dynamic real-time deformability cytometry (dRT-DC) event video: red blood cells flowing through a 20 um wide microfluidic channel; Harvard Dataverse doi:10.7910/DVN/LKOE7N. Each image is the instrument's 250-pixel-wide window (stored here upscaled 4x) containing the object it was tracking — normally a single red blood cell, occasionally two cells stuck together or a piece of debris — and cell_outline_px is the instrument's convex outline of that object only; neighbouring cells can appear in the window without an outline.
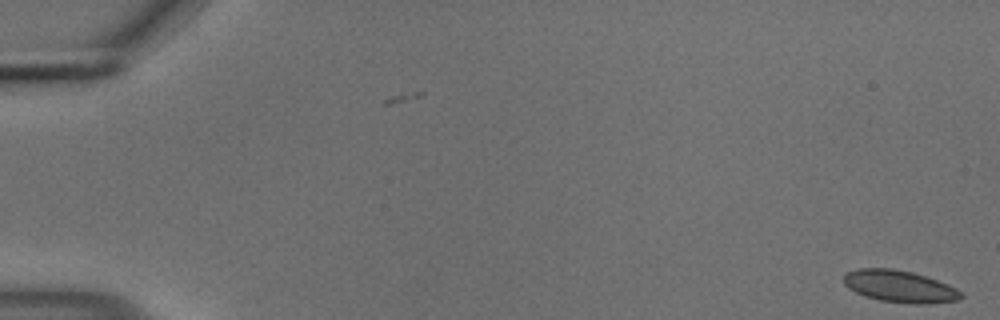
{"species": "common noctule bat (a hibernating species)", "species_latin": "Nyctalus noctula", "temperature_condition": "cold", "stored_images_in_passage": 16, "camera_frame_rate_fps": 3000, "um_per_image_px": 0.085, "animal": {"sex": "male", "body_mass_g": 18.8}, "frame": {"image": 1, "passage_image": 1, "time_ms": 0.0, "image_size_px": [1000, 320], "cell_outline_px": [[964, 296], [956, 300], [924, 304], [912, 304], [880, 300], [864, 296], [848, 288], [844, 284], [844, 276], [848, 272], [856, 268], [892, 268], [912, 272], [936, 280], [956, 288]], "centroid_in_image_um": [76.43, 24.34], "position_along_channel_um": 8.6, "area_um2": 21.68}}